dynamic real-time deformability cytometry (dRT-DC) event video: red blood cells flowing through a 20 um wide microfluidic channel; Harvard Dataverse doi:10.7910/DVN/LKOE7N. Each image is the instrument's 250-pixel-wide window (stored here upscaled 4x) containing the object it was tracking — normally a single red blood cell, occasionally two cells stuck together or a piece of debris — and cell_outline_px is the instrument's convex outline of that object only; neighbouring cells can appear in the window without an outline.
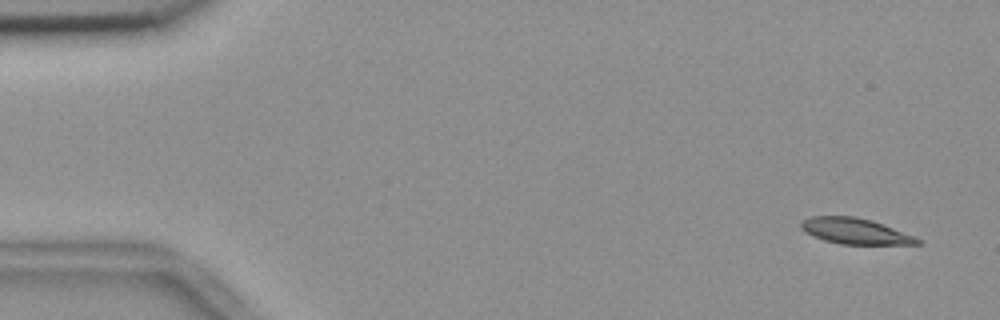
{"species": "common noctule bat (a hibernating species)", "species_latin": "Nyctalus noctula", "temperature_condition": "room temperature", "stored_images_in_passage": 4, "camera_frame_rate_fps": 3000, "um_per_image_px": 0.085, "animal": {"sex": "female", "body_mass_g": 18.4}, "frame": {"image": 1, "passage_image": 1, "time_ms": 0.0, "image_size_px": [1000, 320], "cell_outline_px": [[924, 240], [920, 244], [840, 244], [824, 240], [812, 236], [804, 232], [800, 228], [800, 220], [812, 216], [856, 216], [872, 220], [916, 236]], "centroid_in_image_um": [72.68, 19.64], "position_along_channel_um": 12.3, "area_um2": 17.8}}
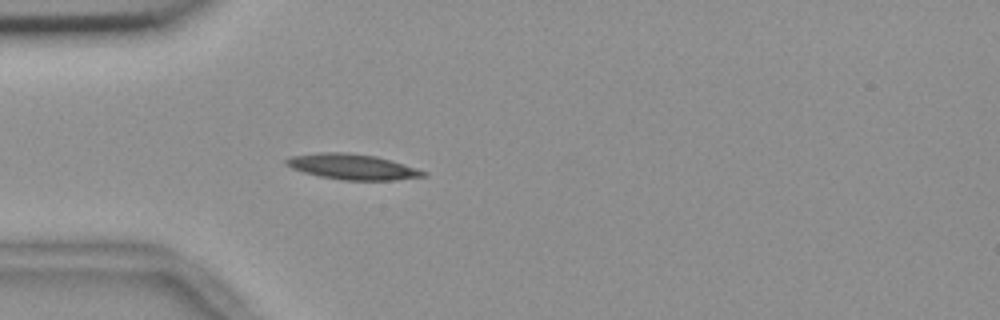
{"frame": {"image": 2, "passage_image": 4, "time_ms": 1.0, "image_size_px": [1000, 320], "cell_outline_px": [[428, 176], [396, 180], [344, 180], [320, 176], [304, 172], [292, 168], [284, 164], [284, 160], [292, 156], [316, 152], [348, 152], [376, 156], [416, 168], [428, 172]], "centroid_in_image_um": [29.95, 14.17], "position_along_channel_um": 55.0, "area_um2": 20.4}}